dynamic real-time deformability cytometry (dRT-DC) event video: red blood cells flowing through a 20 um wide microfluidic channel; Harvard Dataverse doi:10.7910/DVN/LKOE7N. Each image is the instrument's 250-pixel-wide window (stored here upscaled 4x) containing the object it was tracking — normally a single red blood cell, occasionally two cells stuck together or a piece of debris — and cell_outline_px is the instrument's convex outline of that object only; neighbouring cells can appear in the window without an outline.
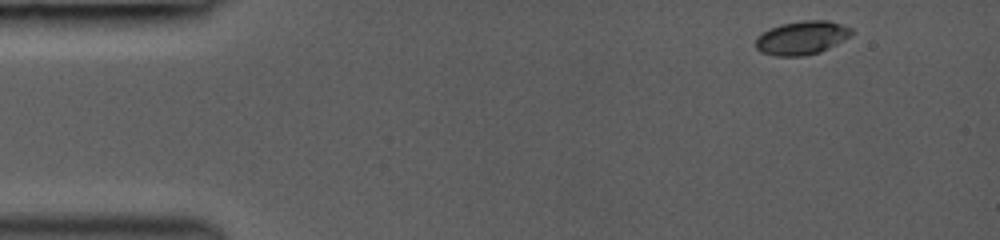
{"species": "common noctule bat (a hibernating species)", "species_latin": "Nyctalus noctula", "temperature_condition": "room temperature", "stored_images_in_passage": 36, "camera_frame_rate_fps": 3000, "um_per_image_px": 0.085, "animal": {"sex": "female", "body_mass_g": 19.0, "forearm_length_mm": 53.3}, "frame": {"image": 1, "passage_image": 1, "time_ms": 0.0, "image_size_px": [1000, 240], "cell_outline_px": [[852, 36], [820, 52], [804, 56], [776, 56], [760, 52], [756, 48], [756, 36], [760, 32], [780, 24], [804, 20], [828, 20], [852, 28]], "centroid_in_image_um": [68.13, 3.21], "position_along_channel_um": 16.9, "area_um2": 18.96}}
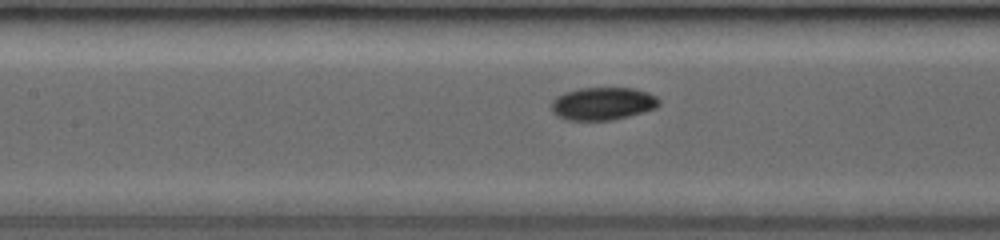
{"frame": {"image": 2, "passage_image": 16, "time_ms": 5.667, "image_size_px": [1000, 240], "cell_outline_px": [[660, 104], [656, 108], [628, 116], [612, 120], [568, 120], [556, 116], [552, 112], [552, 100], [556, 96], [564, 92], [580, 88], [632, 88], [648, 92], [656, 96], [660, 100]], "centroid_in_image_um": [51.22, 8.8], "position_along_channel_um": 156.2, "area_um2": 20.63}}
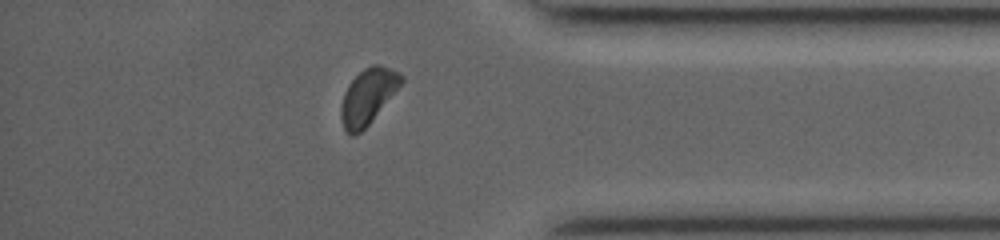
{"frame": {"image": 3, "passage_image": 31, "time_ms": 11.667, "image_size_px": [1000, 240], "cell_outline_px": [[404, 80], [372, 120], [356, 136], [352, 136], [344, 128], [340, 116], [340, 108], [344, 92], [348, 84], [364, 68], [372, 64], [380, 64], [392, 68], [400, 72], [404, 76]], "centroid_in_image_um": [31.27, 8.17], "position_along_channel_um": 403.9, "area_um2": 19.36}, "authors_computed_cell_mechanics": {"area_um2": 19.5075, "velocity_mm_per_s": 4.2485, "shape_relaxation_time_tau1_ms": 2.4195, "shape_relaxation_time_tau2_ms": 5.4336, "deformation_change_tau1": 0.0915, "deformation_change_tau2": 0.0763}}